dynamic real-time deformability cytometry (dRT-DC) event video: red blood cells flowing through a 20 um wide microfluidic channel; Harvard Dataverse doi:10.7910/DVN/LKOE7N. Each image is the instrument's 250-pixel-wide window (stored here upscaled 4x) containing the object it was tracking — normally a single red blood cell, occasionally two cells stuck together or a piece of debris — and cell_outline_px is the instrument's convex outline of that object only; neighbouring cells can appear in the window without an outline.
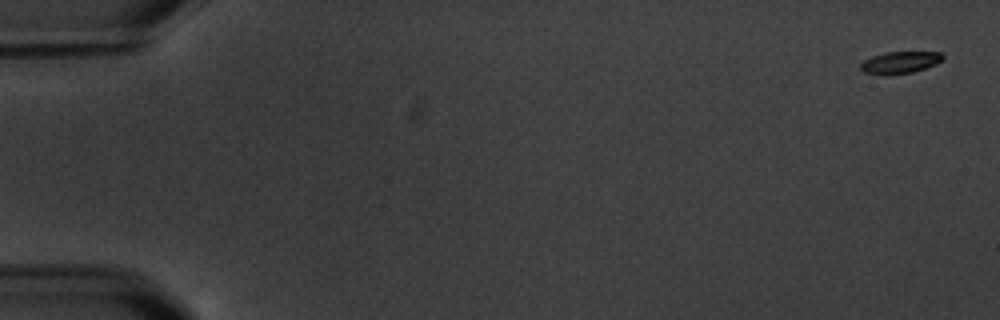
{"species": "common noctule bat (a hibernating species)", "species_latin": "Nyctalus noctula", "temperature_condition": "warm", "stored_images_in_passage": 5, "camera_frame_rate_fps": 3000, "um_per_image_px": 0.085, "animal": {"sex": "male", "body_mass_g": 20.1, "forearm_length_mm": 53.5}, "frame": {"image": 1, "passage_image": 1, "time_ms": 0.0, "image_size_px": [1000, 320], "cell_outline_px": [[944, 60], [936, 64], [912, 72], [888, 76], [864, 72], [860, 68], [860, 64], [864, 60], [872, 56], [884, 52], [940, 52], [944, 56]], "centroid_in_image_um": [76.5, 5.31], "position_along_channel_um": 8.5, "area_um2": 10.64}}
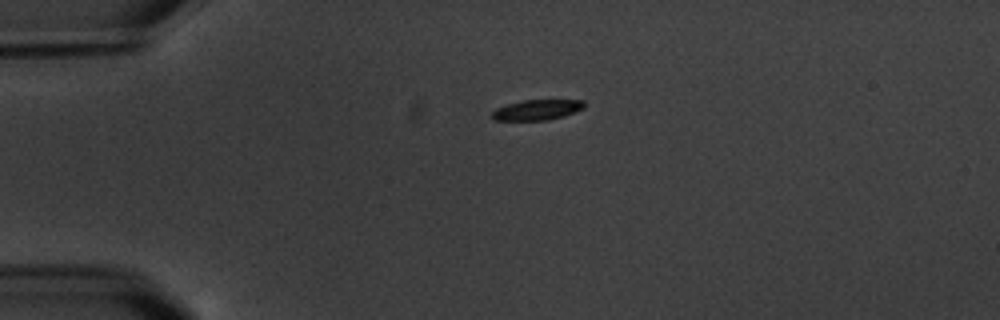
{"frame": {"image": 2, "passage_image": 4, "time_ms": 4.333, "image_size_px": [1000, 320], "cell_outline_px": [[584, 108], [564, 116], [548, 120], [492, 120], [492, 112], [496, 108], [508, 104], [524, 100], [584, 100]], "centroid_in_image_um": [45.65, 9.34], "position_along_channel_um": 39.4, "area_um2": 10.87}}